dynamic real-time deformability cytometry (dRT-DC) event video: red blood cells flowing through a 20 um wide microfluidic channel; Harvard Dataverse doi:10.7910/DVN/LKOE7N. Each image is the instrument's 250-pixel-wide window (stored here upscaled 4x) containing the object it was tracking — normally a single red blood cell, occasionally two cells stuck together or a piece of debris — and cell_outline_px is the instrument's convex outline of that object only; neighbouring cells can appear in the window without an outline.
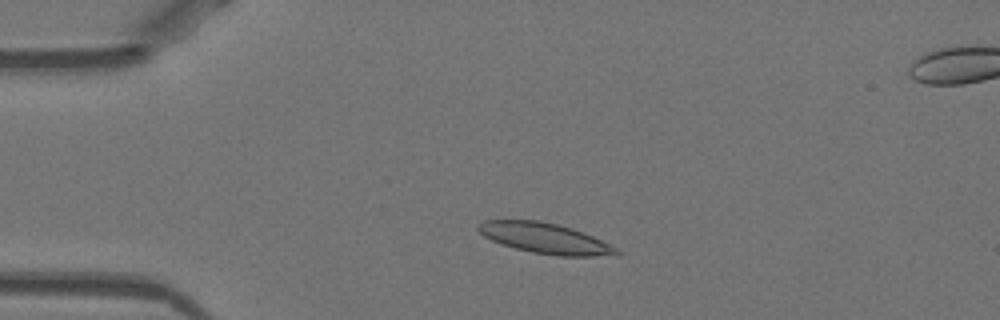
{"species": "Egyptian fruit bat (a non-hibernating species)", "species_latin": "Rousettus aegyptiacus", "temperature_condition": "warm", "stored_images_in_passage": 48, "camera_frame_rate_fps": 3000, "um_per_image_px": 0.085, "animal": {"sex": "female"}, "frame": {"image": 1, "passage_image": 9, "time_ms": 2.667, "image_size_px": [1000, 320], "cell_outline_px": [[624, 252], [616, 256], [556, 256], [532, 252], [500, 244], [484, 236], [476, 228], [484, 220], [540, 220], [572, 228], [592, 236], [620, 248]], "centroid_in_image_um": [46.41, 20.27], "position_along_channel_um": 38.6, "area_um2": 24.74}}
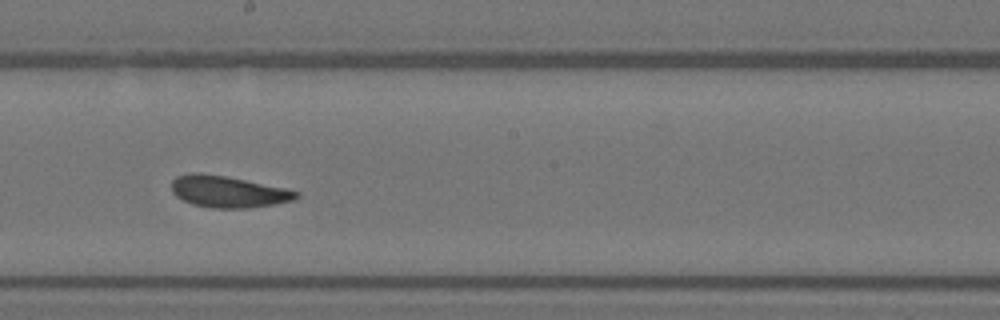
{"frame": {"image": 2, "passage_image": 26, "time_ms": 8.333, "image_size_px": [1000, 320], "cell_outline_px": [[300, 196], [296, 200], [248, 208], [212, 208], [192, 204], [176, 196], [172, 192], [172, 180], [176, 176], [192, 172], [200, 172], [224, 176], [284, 188], [300, 192]], "centroid_in_image_um": [19.37, 16.29], "position_along_channel_um": 228.8, "area_um2": 22.83}}
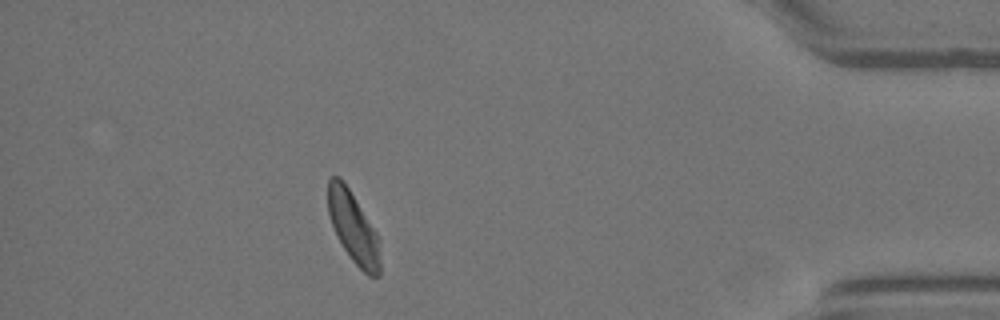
{"frame": {"image": 3, "passage_image": 43, "time_ms": 14.0, "image_size_px": [1000, 320], "cell_outline_px": [[380, 276], [368, 276], [352, 260], [344, 248], [332, 224], [328, 212], [328, 180], [332, 176], [340, 176], [348, 188], [376, 232], [380, 240]], "centroid_in_image_um": [30.05, 19.36], "position_along_channel_um": 405.2, "area_um2": 21.21}, "authors_computed_cell_mechanics": {"area_um2": 22.9466, "velocity_mm_per_s": 3.9303, "shape_relaxation_time_tau1_ms": 3.2333, "shape_relaxation_time_tau2_ms": 1.5583, "deformation_change_tau1": 0.134, "deformation_change_tau2": 0.0785}}